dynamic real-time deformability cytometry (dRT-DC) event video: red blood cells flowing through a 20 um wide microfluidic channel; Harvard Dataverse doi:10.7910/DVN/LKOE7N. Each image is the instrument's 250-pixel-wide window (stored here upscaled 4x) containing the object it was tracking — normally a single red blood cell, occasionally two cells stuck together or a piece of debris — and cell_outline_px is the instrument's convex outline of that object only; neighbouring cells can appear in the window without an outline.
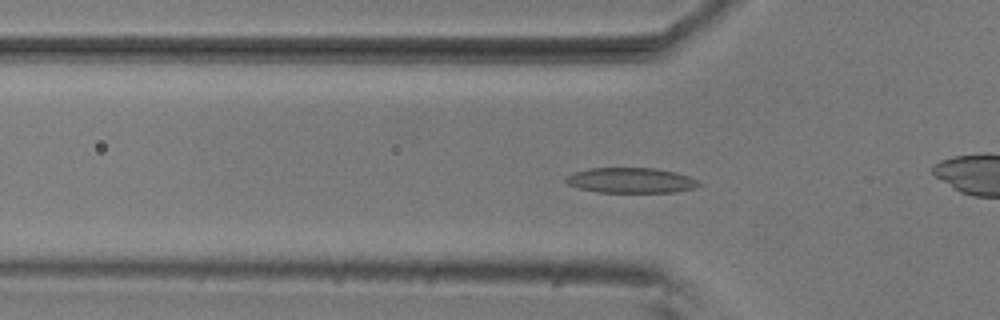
{"species": "common noctule bat (a hibernating species)", "species_latin": "Nyctalus noctula", "temperature_condition": "room temperature", "stored_images_in_passage": 41, "camera_frame_rate_fps": 3000, "um_per_image_px": 0.085, "animal": {"sex": "male", "body_mass_g": 20.5, "forearm_length_mm": 52.5}, "frame": {"image": 1, "passage_image": 18, "time_ms": 5.667, "image_size_px": [1000, 320], "cell_outline_px": [[700, 184], [696, 188], [676, 192], [596, 192], [580, 188], [568, 184], [564, 180], [572, 172], [588, 168], [656, 168], [676, 172], [688, 176], [696, 180]], "centroid_in_image_um": [53.62, 15.33], "position_along_channel_um": 72.2, "area_um2": 19.59}}
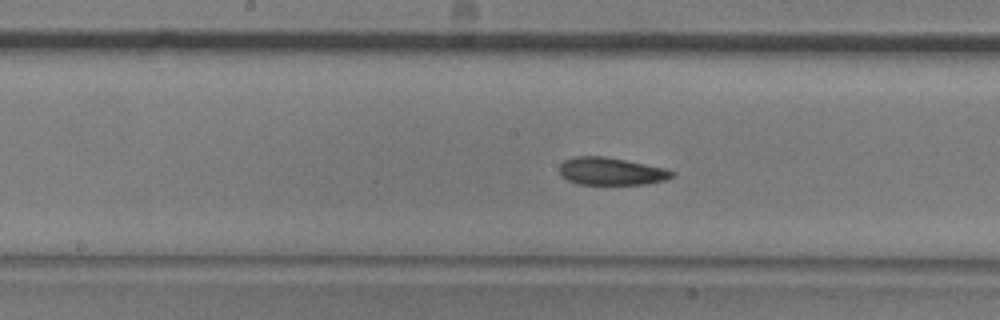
{"frame": {"image": 2, "passage_image": 28, "time_ms": 9.0, "image_size_px": [1000, 320], "cell_outline_px": [[676, 172], [672, 176], [664, 180], [648, 184], [576, 184], [568, 180], [560, 172], [560, 164], [564, 160], [576, 156], [604, 156], [664, 168]], "centroid_in_image_um": [51.93, 14.56], "position_along_channel_um": 196.3, "area_um2": 17.86}}
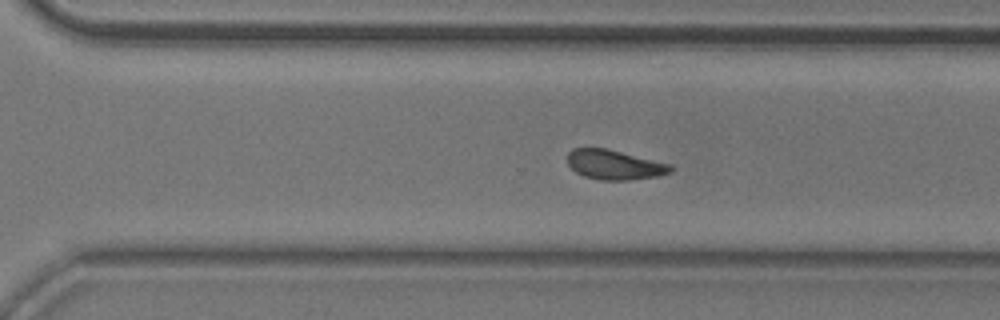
{"frame": {"image": 3, "passage_image": 38, "time_ms": 12.333, "image_size_px": [1000, 320], "cell_outline_px": [[676, 168], [672, 172], [656, 176], [628, 180], [600, 180], [584, 176], [576, 172], [568, 164], [568, 152], [572, 148], [608, 148], [672, 164]], "centroid_in_image_um": [52.27, 13.99], "position_along_channel_um": 318.3, "area_um2": 18.03}}